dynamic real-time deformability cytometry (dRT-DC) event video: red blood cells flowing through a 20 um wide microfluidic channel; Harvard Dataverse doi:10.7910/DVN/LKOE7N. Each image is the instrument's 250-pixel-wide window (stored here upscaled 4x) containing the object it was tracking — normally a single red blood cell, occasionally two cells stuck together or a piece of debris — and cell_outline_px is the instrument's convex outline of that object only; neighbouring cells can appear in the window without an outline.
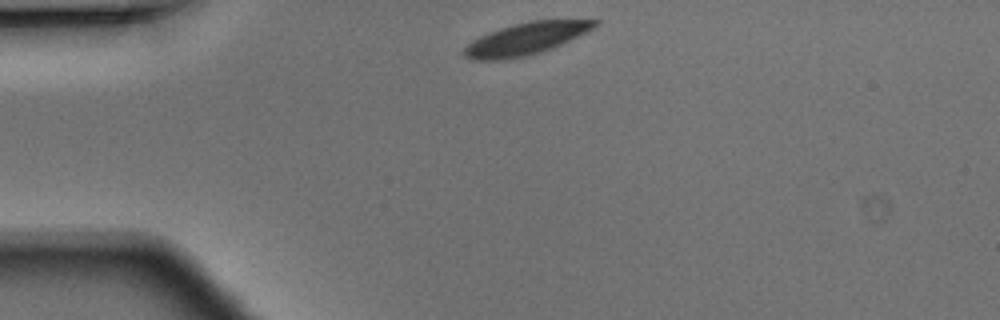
{"species": "Egyptian fruit bat (a non-hibernating species)", "species_latin": "Rousettus aegyptiacus", "temperature_condition": "warm", "stored_images_in_passage": 38, "camera_frame_rate_fps": 3000, "um_per_image_px": 0.085, "animal": {"sex": "male"}, "frame": {"image": 1, "passage_image": 1, "time_ms": 0.0, "image_size_px": [1000, 320], "cell_outline_px": [[600, 24], [560, 44], [524, 56], [496, 60], [476, 60], [464, 56], [464, 48], [472, 40], [480, 36], [500, 28], [528, 20], [600, 20]], "centroid_in_image_um": [44.66, 3.27], "position_along_channel_um": 40.3, "area_um2": 23.64}}
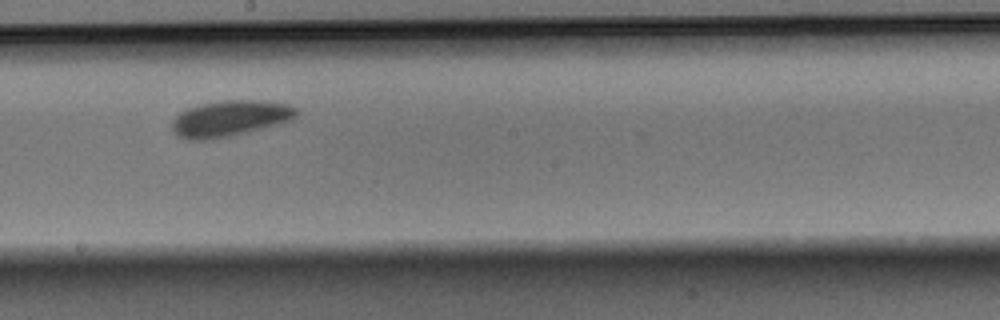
{"frame": {"image": 2, "passage_image": 17, "time_ms": 5.333, "image_size_px": [1000, 320], "cell_outline_px": [[300, 112], [292, 120], [284, 124], [236, 136], [212, 140], [188, 140], [176, 136], [172, 132], [172, 120], [180, 112], [188, 108], [204, 104], [224, 100], [256, 100], [288, 104], [296, 108]], "centroid_in_image_um": [19.59, 10.11], "position_along_channel_um": 228.6, "area_um2": 26.82}}
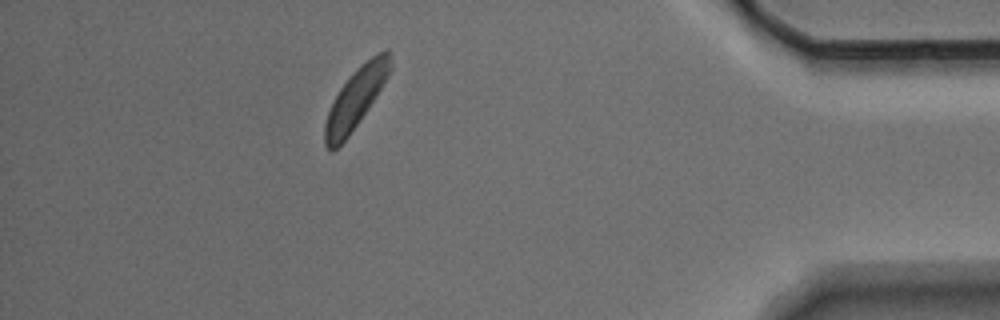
{"frame": {"image": 3, "passage_image": 33, "time_ms": 10.667, "image_size_px": [1000, 320], "cell_outline_px": [[392, 68], [388, 76], [376, 96], [348, 136], [332, 152], [324, 144], [324, 124], [328, 112], [340, 88], [356, 68], [360, 64], [376, 52], [384, 48], [388, 48], [392, 60]], "centroid_in_image_um": [30.26, 8.28], "position_along_channel_um": 404.9, "area_um2": 22.66}}